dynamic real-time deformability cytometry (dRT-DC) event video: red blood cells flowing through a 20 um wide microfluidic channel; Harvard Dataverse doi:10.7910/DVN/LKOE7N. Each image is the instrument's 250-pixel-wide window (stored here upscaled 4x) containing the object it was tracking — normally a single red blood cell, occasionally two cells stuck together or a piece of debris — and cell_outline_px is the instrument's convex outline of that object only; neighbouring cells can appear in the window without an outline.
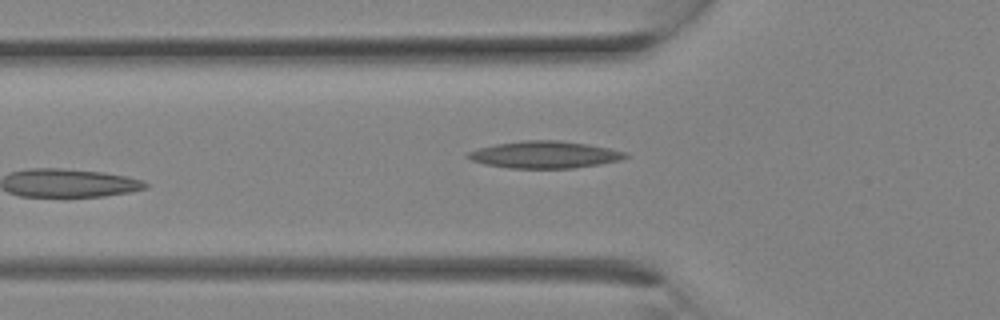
{"species": "Egyptian fruit bat (a non-hibernating species)", "species_latin": "Rousettus aegyptiacus", "temperature_condition": "room temperature", "stored_images_in_passage": 9, "camera_frame_rate_fps": 3000, "um_per_image_px": 0.085, "animal": {"sex": "female"}, "frame": {"image": 1, "passage_image": 9, "time_ms": 2.667, "image_size_px": [1000, 320], "cell_outline_px": [[628, 156], [620, 160], [600, 164], [572, 168], [508, 168], [484, 164], [472, 160], [464, 156], [468, 152], [480, 148], [496, 144], [524, 140], [556, 140], [588, 144], [628, 152]], "centroid_in_image_um": [46.3, 13.15], "position_along_channel_um": 79.5, "area_um2": 24.74}}